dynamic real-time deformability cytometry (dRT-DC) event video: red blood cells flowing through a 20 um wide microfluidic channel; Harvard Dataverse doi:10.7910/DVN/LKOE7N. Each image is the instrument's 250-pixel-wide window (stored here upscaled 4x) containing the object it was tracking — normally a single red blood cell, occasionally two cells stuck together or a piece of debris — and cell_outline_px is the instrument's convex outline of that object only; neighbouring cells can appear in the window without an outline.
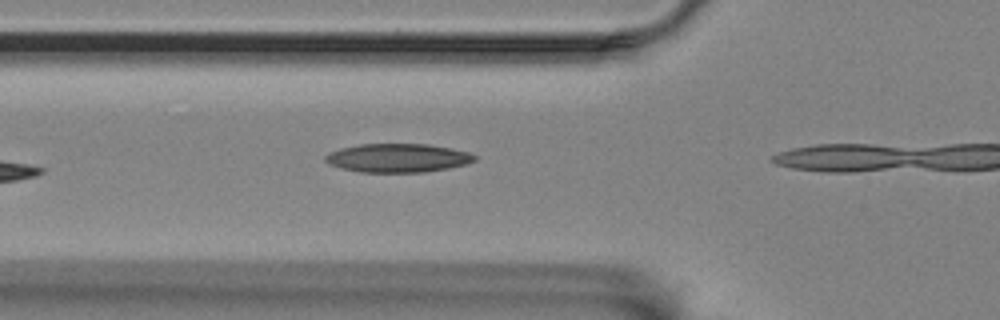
{"species": "Egyptian fruit bat (a non-hibernating species)", "species_latin": "Rousettus aegyptiacus", "temperature_condition": "room temperature", "stored_images_in_passage": 8, "camera_frame_rate_fps": 3000, "um_per_image_px": 0.085, "animal": {"sex": "female"}, "frame": {"image": 1, "passage_image": 4, "time_ms": 1.0, "image_size_px": [1000, 320], "cell_outline_px": [[476, 160], [468, 164], [448, 168], [424, 172], [360, 172], [340, 168], [328, 164], [324, 160], [324, 156], [328, 152], [340, 148], [360, 144], [428, 144], [452, 148], [468, 152], [476, 156]], "centroid_in_image_um": [33.79, 13.42], "position_along_channel_um": 92.0, "area_um2": 25.14}}
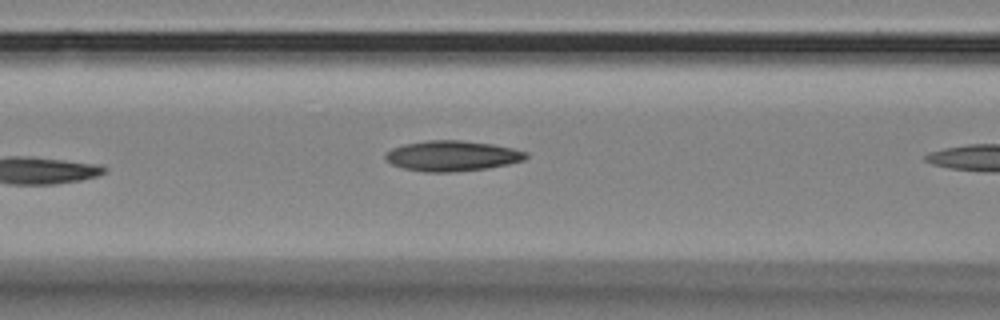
{"frame": {"image": 2, "passage_image": 7, "time_ms": 2.0, "image_size_px": [1000, 320], "cell_outline_px": [[528, 156], [524, 160], [508, 164], [488, 168], [452, 172], [424, 172], [404, 168], [392, 164], [384, 160], [384, 152], [392, 148], [404, 144], [428, 140], [460, 140], [492, 144], [512, 148], [528, 152]], "centroid_in_image_um": [38.4, 13.25], "position_along_channel_um": 128.2, "area_um2": 25.03}}